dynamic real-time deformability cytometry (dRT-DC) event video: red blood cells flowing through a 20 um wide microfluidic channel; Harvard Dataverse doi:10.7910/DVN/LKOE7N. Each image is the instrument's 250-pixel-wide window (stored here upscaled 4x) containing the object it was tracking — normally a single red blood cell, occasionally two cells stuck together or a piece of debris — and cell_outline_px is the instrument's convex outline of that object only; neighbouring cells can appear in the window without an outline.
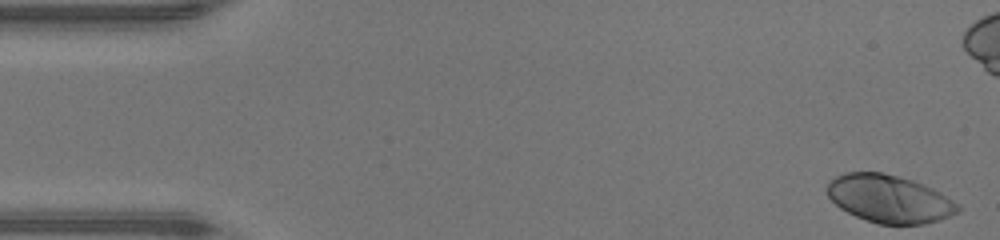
{"species": "human", "species_latin": "Homo sapiens", "temperature_condition": "warm", "stored_images_in_passage": 46, "camera_frame_rate_fps": 3000, "um_per_image_px": 0.085, "donor": {"sex": "male"}, "frame": {"image": 1, "passage_image": 1, "time_ms": 0.0, "image_size_px": [1000, 240], "cell_outline_px": [[960, 212], [940, 220], [924, 224], [876, 224], [856, 216], [840, 208], [828, 196], [828, 184], [836, 176], [844, 172], [880, 172], [912, 180], [932, 188], [940, 192], [960, 204]], "centroid_in_image_um": [75.62, 16.91], "position_along_channel_um": 9.4, "area_um2": 36.3}}
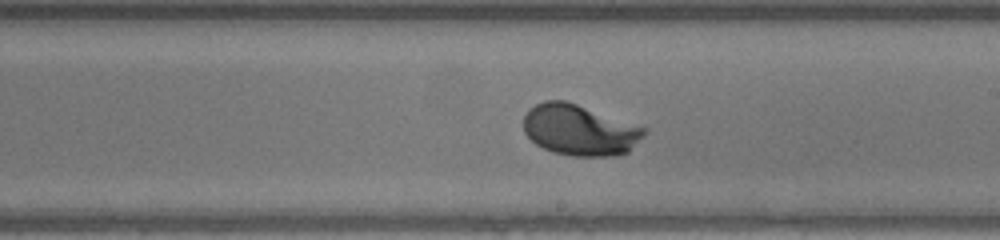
{"frame": {"image": 2, "passage_image": 26, "time_ms": 8.333, "image_size_px": [1000, 240], "cell_outline_px": [[648, 132], [628, 152], [612, 156], [572, 156], [552, 152], [536, 144], [524, 132], [524, 116], [528, 108], [544, 100], [564, 100], [648, 128]], "centroid_in_image_um": [49.27, 11.05], "position_along_channel_um": 239.7, "area_um2": 35.84}}
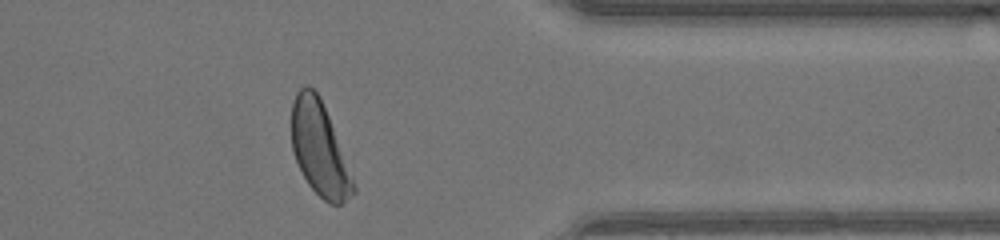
{"frame": {"image": 3, "passage_image": 37, "time_ms": 12.0, "image_size_px": [1000, 240], "cell_outline_px": [[356, 192], [340, 204], [328, 204], [308, 184], [296, 160], [292, 148], [292, 104], [296, 92], [300, 88], [308, 84], [316, 92], [328, 116], [356, 188]], "centroid_in_image_um": [27.13, 12.66], "position_along_channel_um": 384.3, "area_um2": 32.71}, "authors_computed_cell_mechanics": {"area_um2": 35.3158, "velocity_mm_per_s": 4.3882, "shape_relaxation_time_tau1_ms": 1.4763, "shape_relaxation_time_tau2_ms": null, "deformation_change_tau1": 0.1423, "deformation_change_tau2": null}}